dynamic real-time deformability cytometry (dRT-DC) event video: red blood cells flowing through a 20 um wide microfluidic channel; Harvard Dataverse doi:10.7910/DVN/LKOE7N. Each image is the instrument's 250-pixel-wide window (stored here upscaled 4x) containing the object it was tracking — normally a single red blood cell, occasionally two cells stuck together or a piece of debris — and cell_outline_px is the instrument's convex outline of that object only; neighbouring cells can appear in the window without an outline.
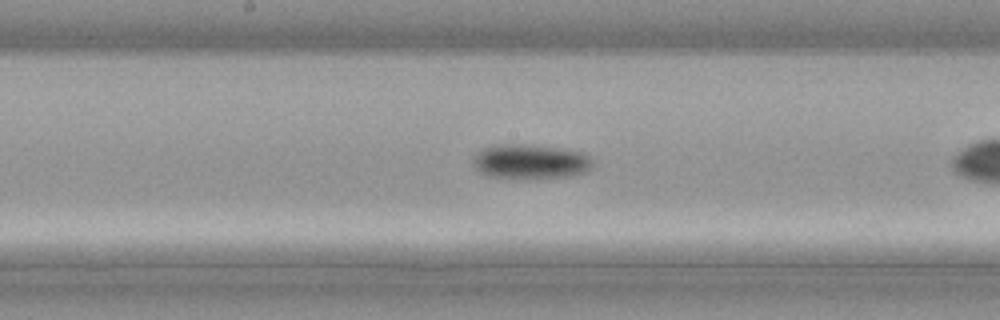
{"species": "common noctule bat (a hibernating species)", "species_latin": "Nyctalus noctula", "temperature_condition": "cold", "stored_images_in_passage": 32, "camera_frame_rate_fps": 3000, "um_per_image_px": 0.085, "animal": {"sex": "male", "body_mass_g": 21.5, "forearm_length_mm": 52.0}, "frame": {"image": 1, "passage_image": 19, "time_ms": 6.0, "image_size_px": [1000, 320], "cell_outline_px": [[592, 168], [584, 172], [568, 176], [488, 176], [480, 172], [472, 164], [472, 156], [476, 152], [484, 148], [496, 144], [532, 144], [564, 148], [584, 152], [592, 156]], "centroid_in_image_um": [45.09, 13.67], "position_along_channel_um": 203.1, "area_um2": 23.87}}